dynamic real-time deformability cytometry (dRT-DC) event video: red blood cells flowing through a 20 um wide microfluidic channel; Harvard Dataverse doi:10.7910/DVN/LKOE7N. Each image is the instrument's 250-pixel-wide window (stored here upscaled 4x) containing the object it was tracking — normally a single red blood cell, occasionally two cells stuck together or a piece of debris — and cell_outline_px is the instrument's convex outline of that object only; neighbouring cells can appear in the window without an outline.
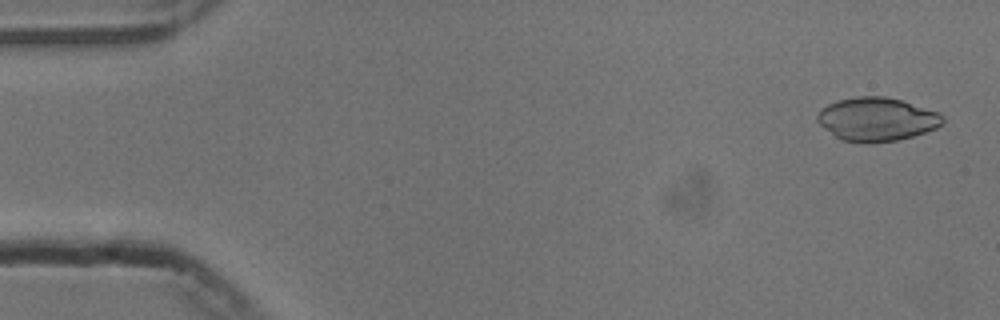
{"species": "common noctule bat (a hibernating species)", "species_latin": "Nyctalus noctula", "temperature_condition": "cold", "stored_images_in_passage": 53, "camera_frame_rate_fps": 3000, "um_per_image_px": 0.085, "animal": {"sex": "male", "body_mass_g": 13.3}, "frame": {"image": 1, "passage_image": 2, "time_ms": 0.333, "image_size_px": [1000, 320], "cell_outline_px": [[944, 120], [936, 128], [912, 136], [896, 140], [868, 144], [864, 144], [840, 140], [824, 128], [816, 120], [816, 116], [820, 108], [836, 100], [856, 96], [884, 96], [900, 100], [940, 112], [944, 116]], "centroid_in_image_um": [74.48, 10.14], "position_along_channel_um": 10.5, "area_um2": 32.08}}
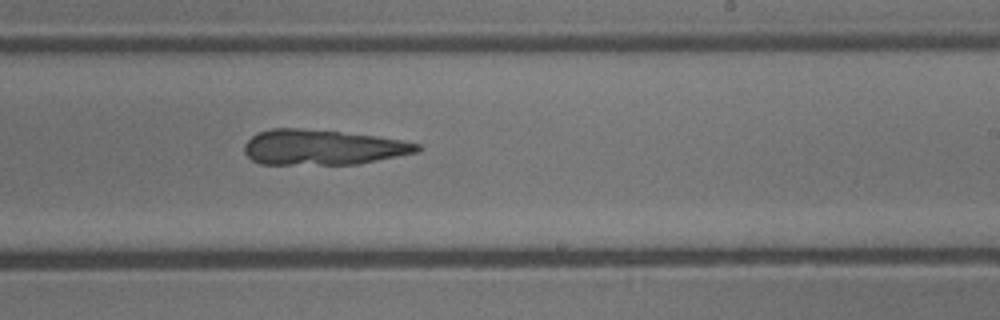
{"frame": {"image": 2, "passage_image": 32, "time_ms": 10.333, "image_size_px": [1000, 320], "cell_outline_px": [[420, 148], [416, 152], [356, 164], [260, 164], [252, 160], [244, 152], [244, 144], [256, 132], [272, 128], [300, 128], [340, 132], [376, 136], [404, 140], [420, 144]], "centroid_in_image_um": [27.37, 12.51], "position_along_channel_um": 261.6, "area_um2": 35.32}}
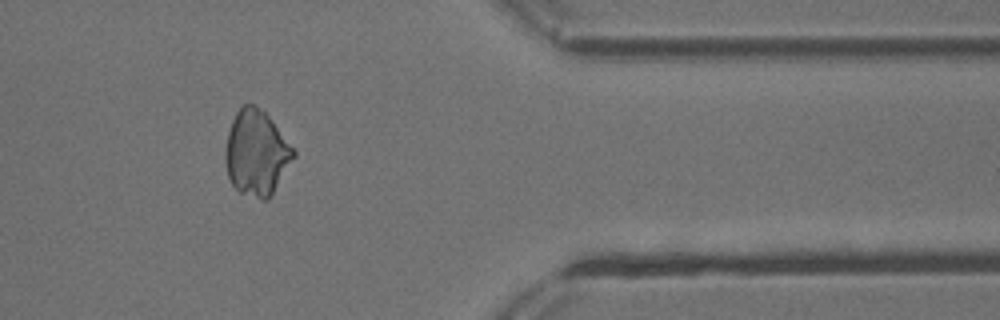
{"frame": {"image": 3, "passage_image": 44, "time_ms": 14.333, "image_size_px": [1000, 320], "cell_outline_px": [[296, 156], [268, 200], [260, 200], [240, 192], [232, 184], [228, 176], [224, 156], [224, 152], [228, 132], [232, 120], [236, 112], [244, 104], [252, 104], [264, 112], [272, 120], [296, 152]], "centroid_in_image_um": [21.79, 13.02], "position_along_channel_um": 389.6, "area_um2": 33.76}}